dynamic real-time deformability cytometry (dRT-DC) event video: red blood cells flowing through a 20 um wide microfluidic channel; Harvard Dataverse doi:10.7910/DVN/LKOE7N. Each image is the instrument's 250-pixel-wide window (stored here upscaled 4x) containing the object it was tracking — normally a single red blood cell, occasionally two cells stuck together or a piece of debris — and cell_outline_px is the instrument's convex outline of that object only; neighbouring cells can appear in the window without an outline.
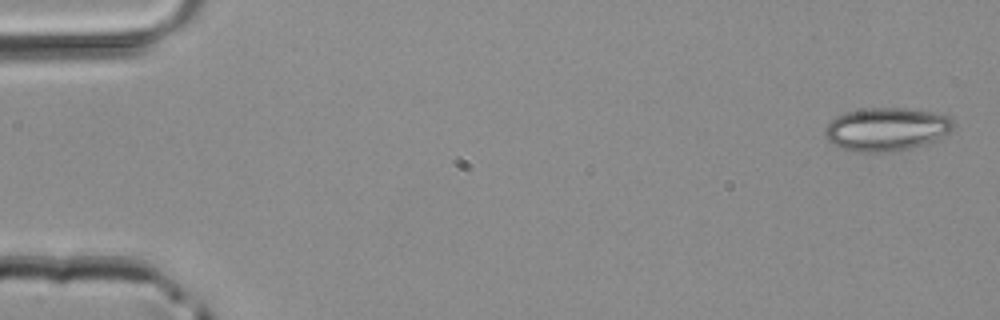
{"species": "common noctule bat (a hibernating species)", "species_latin": "Nyctalus noctula", "temperature_condition": "room temperature", "stored_images_in_passage": 5, "camera_frame_rate_fps": 3000, "um_per_image_px": 0.085, "animal": {"sex": "male", "body_mass_g": 20.4}, "frame": {"image": 1, "passage_image": 1, "time_ms": 0.0, "image_size_px": [1000, 320], "cell_outline_px": [[952, 128], [948, 132], [936, 140], [900, 152], [856, 152], [840, 148], [832, 144], [824, 136], [824, 128], [836, 116], [848, 112], [868, 108], [904, 108], [932, 112], [952, 116]], "centroid_in_image_um": [75.33, 11.0], "position_along_channel_um": 9.7, "area_um2": 32.54}}